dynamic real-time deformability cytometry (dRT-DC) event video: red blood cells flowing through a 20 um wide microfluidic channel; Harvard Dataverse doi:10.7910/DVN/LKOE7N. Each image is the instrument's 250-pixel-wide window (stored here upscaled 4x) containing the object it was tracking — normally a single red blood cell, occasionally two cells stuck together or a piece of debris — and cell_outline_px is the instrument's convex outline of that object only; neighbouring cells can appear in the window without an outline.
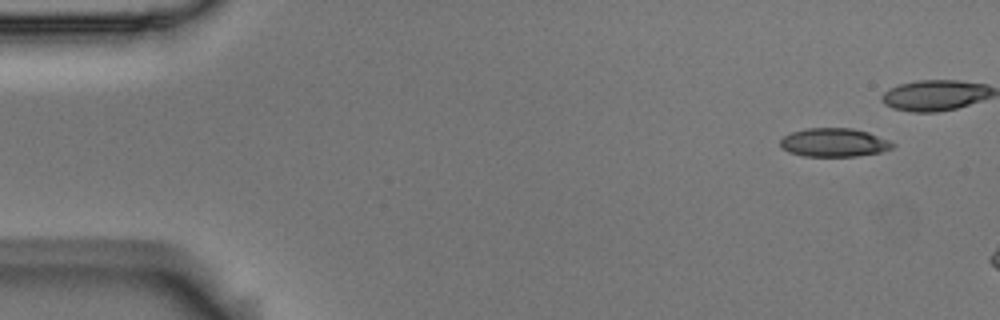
{"species": "Egyptian fruit bat (a non-hibernating species)", "species_latin": "Rousettus aegyptiacus", "temperature_condition": "room temperature", "stored_images_in_passage": 3, "camera_frame_rate_fps": 3000, "um_per_image_px": 0.085, "animal": {"sex": "male"}, "frame": {"image": 1, "passage_image": 1, "time_ms": 0.0, "image_size_px": [1000, 320], "cell_outline_px": [[896, 144], [892, 148], [880, 152], [856, 156], [804, 156], [788, 152], [780, 148], [780, 140], [784, 136], [792, 132], [804, 128], [852, 128], [868, 132], [888, 140]], "centroid_in_image_um": [70.86, 12.11], "position_along_channel_um": 14.1, "area_um2": 18.73}}